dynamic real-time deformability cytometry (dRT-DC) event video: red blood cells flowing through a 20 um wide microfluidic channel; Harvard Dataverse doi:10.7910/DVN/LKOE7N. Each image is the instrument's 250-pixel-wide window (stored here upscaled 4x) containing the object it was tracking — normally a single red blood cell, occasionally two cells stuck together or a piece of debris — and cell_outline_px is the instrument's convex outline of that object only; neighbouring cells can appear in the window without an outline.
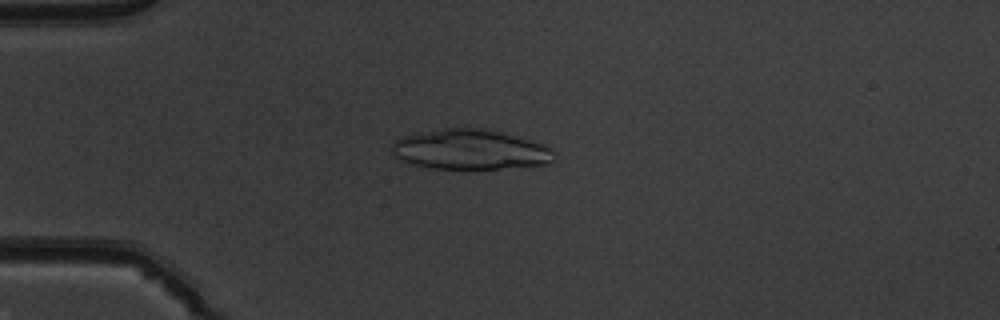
{"species": "common noctule bat (a hibernating species)", "species_latin": "Nyctalus noctula", "temperature_condition": "warm", "stored_images_in_passage": 43, "camera_frame_rate_fps": 3000, "um_per_image_px": 0.085, "animal": {"sex": "male", "body_mass_g": 19.5, "forearm_length_mm": 54.6}, "frame": {"image": 1, "passage_image": 6, "time_ms": 1.667, "image_size_px": [1000, 320], "cell_outline_px": [[556, 160], [552, 164], [500, 168], [432, 168], [412, 164], [392, 156], [392, 144], [400, 136], [420, 132], [444, 128], [484, 128], [532, 140], [544, 144], [552, 148], [556, 156]], "centroid_in_image_um": [40.0, 12.71], "position_along_channel_um": 45.0, "area_um2": 38.09}}
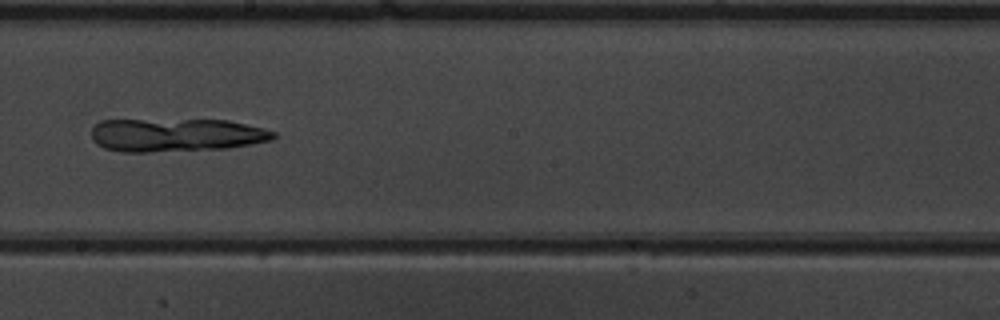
{"frame": {"image": 2, "passage_image": 22, "time_ms": 7.0, "image_size_px": [1000, 320], "cell_outline_px": [[276, 136], [272, 140], [228, 148], [148, 152], [120, 152], [104, 148], [96, 144], [92, 140], [92, 128], [100, 120], [228, 120], [264, 128], [276, 132]], "centroid_in_image_um": [14.95, 11.48], "position_along_channel_um": 233.2, "area_um2": 35.43}}
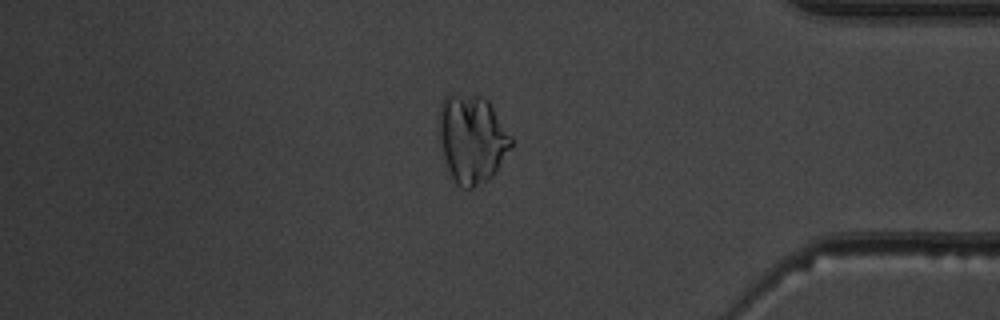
{"frame": {"image": 3, "passage_image": 36, "time_ms": 11.667, "image_size_px": [1000, 320], "cell_outline_px": [[512, 144], [496, 172], [492, 176], [472, 188], [460, 188], [456, 184], [448, 168], [444, 156], [440, 140], [440, 104], [444, 96], [448, 92], [480, 96], [488, 100], [512, 136]], "centroid_in_image_um": [40.12, 11.77], "position_along_channel_um": 395.1, "area_um2": 36.93}}